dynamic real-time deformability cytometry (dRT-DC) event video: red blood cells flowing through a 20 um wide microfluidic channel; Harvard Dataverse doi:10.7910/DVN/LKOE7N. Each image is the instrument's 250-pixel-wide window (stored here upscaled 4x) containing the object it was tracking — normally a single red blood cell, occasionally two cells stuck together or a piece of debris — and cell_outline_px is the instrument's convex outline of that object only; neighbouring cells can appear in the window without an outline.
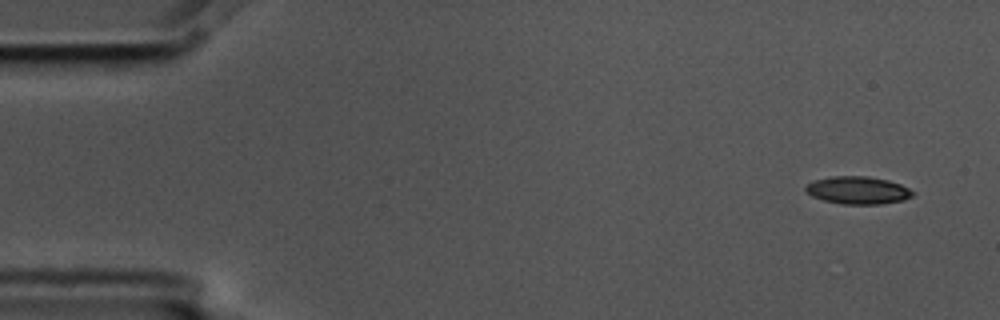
{"species": "common noctule bat (a hibernating species)", "species_latin": "Nyctalus noctula", "temperature_condition": "cold", "stored_images_in_passage": 9, "camera_frame_rate_fps": 3000, "um_per_image_px": 0.085, "animal": {"sex": "male", "body_mass_g": 17.5, "forearm_length_mm": 52.3}, "frame": {"image": 1, "passage_image": 1, "time_ms": 0.0, "image_size_px": [1000, 320], "cell_outline_px": [[916, 192], [912, 196], [904, 200], [880, 204], [840, 204], [824, 200], [812, 196], [804, 188], [812, 180], [832, 176], [868, 176], [888, 180], [900, 184]], "centroid_in_image_um": [72.93, 16.17], "position_along_channel_um": 12.1, "area_um2": 17.28}}
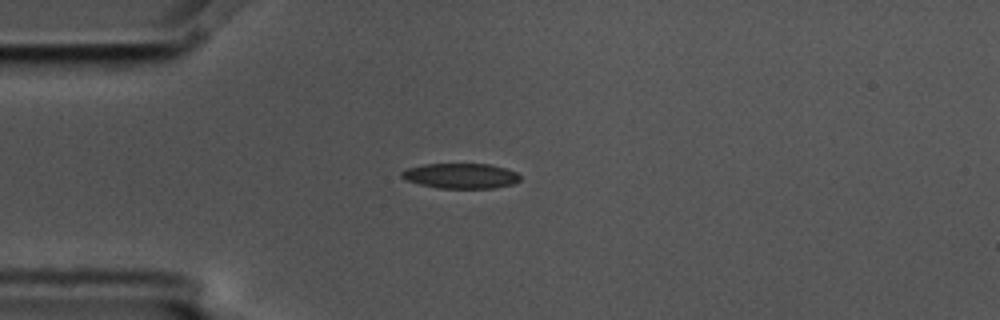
{"frame": {"image": 2, "passage_image": 4, "time_ms": 1.0, "image_size_px": [1000, 320], "cell_outline_px": [[520, 180], [512, 184], [492, 188], [436, 188], [404, 180], [400, 176], [400, 172], [408, 168], [424, 164], [492, 164], [516, 172], [520, 176]], "centroid_in_image_um": [39.13, 14.95], "position_along_channel_um": 45.9, "area_um2": 17.4}}